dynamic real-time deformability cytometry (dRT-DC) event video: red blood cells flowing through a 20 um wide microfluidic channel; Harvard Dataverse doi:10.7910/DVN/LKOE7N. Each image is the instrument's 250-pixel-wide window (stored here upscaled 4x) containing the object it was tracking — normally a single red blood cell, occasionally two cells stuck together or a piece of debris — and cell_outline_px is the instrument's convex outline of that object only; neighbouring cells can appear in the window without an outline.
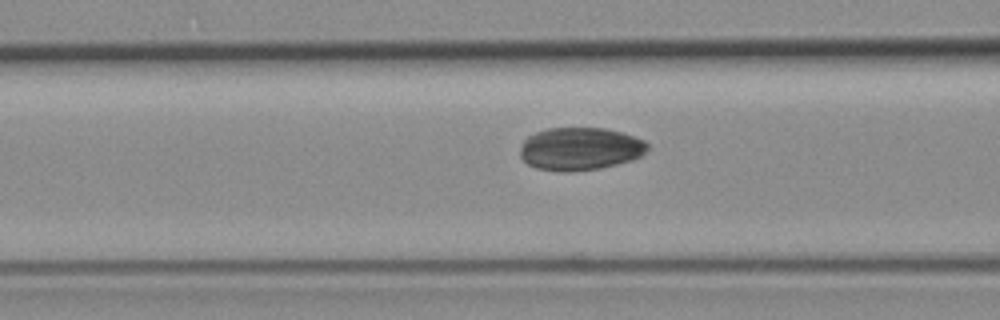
{"species": "common noctule bat (a hibernating species)", "species_latin": "Nyctalus noctula", "temperature_condition": "room temperature", "stored_images_in_passage": 40, "camera_frame_rate_fps": 3000, "um_per_image_px": 0.085, "animal": {"sex": "female", "body_mass_g": 19.3, "forearm_length_mm": 54.1}, "frame": {"image": 1, "passage_image": 7, "time_ms": 2.0, "image_size_px": [1000, 320], "cell_outline_px": [[648, 148], [640, 156], [632, 160], [600, 168], [572, 172], [560, 172], [536, 168], [528, 164], [520, 156], [520, 148], [524, 140], [528, 136], [536, 132], [548, 128], [604, 128], [620, 132], [644, 140], [648, 144]], "centroid_in_image_um": [49.28, 12.66], "position_along_channel_um": 117.3, "area_um2": 31.79}}
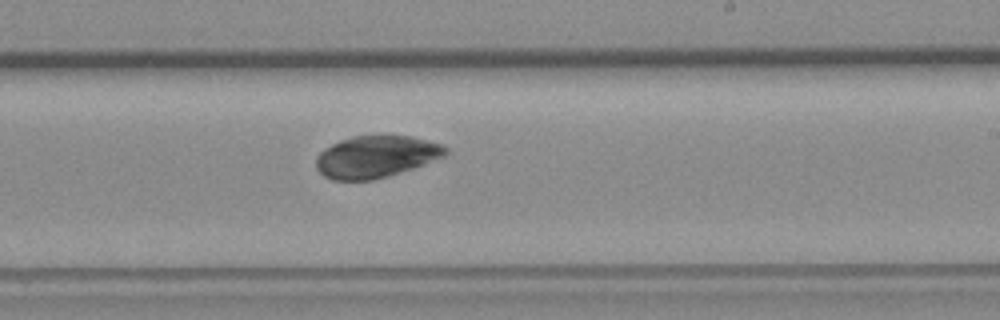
{"frame": {"image": 2, "passage_image": 18, "time_ms": 5.667, "image_size_px": [1000, 320], "cell_outline_px": [[448, 152], [444, 156], [424, 164], [388, 176], [372, 180], [332, 180], [324, 176], [316, 168], [316, 156], [324, 148], [340, 140], [352, 136], [412, 136], [440, 144], [448, 148]], "centroid_in_image_um": [31.93, 13.32], "position_along_channel_um": 257.1, "area_um2": 31.5}}
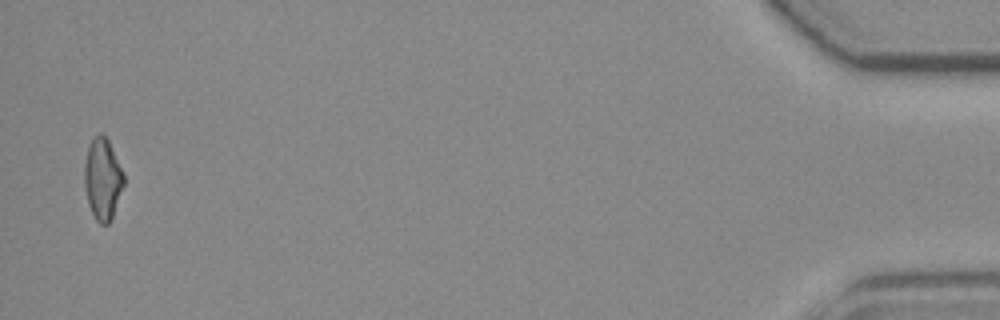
{"frame": {"image": 3, "passage_image": 40, "time_ms": 13.0, "image_size_px": [1000, 320], "cell_outline_px": [[124, 184], [112, 220], [108, 224], [100, 224], [96, 220], [88, 204], [84, 188], [84, 164], [88, 148], [92, 140], [100, 132], [108, 140], [124, 176]], "centroid_in_image_um": [8.71, 15.27], "position_along_channel_um": 426.5, "area_um2": 18.55}}